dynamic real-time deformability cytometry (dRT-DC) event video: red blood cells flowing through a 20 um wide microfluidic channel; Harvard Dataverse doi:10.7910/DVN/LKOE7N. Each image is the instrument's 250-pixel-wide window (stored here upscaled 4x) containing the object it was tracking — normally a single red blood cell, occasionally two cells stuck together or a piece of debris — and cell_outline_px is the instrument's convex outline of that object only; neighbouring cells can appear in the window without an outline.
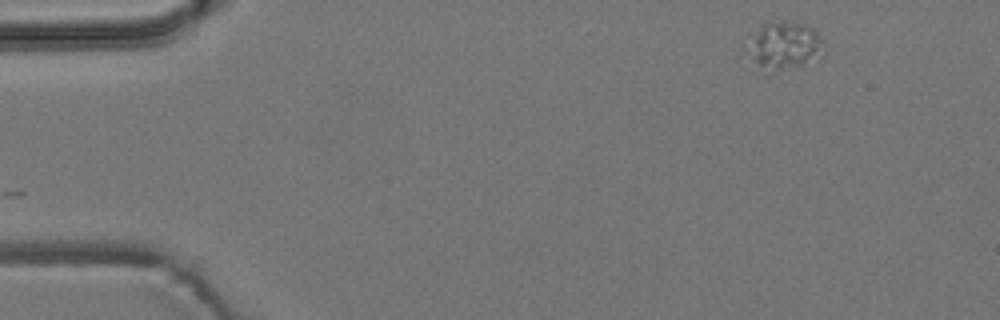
{"species": "common noctule bat (a hibernating species)", "species_latin": "Nyctalus noctula", "temperature_condition": "room temperature", "stored_images_in_passage": 51, "camera_frame_rate_fps": 3000, "um_per_image_px": 0.085, "animal": {"sex": "male", "body_mass_g": 19.2, "forearm_length_mm": 51.8}, "frame": {"image": 1, "passage_image": 1, "time_ms": 0.0, "image_size_px": [1000, 320], "cell_outline_px": [[824, 44], [800, 64], [780, 68], [776, 68], [760, 64], [740, 52], [760, 28], [764, 24], [772, 20], [808, 24], [816, 32]], "centroid_in_image_um": [66.52, 3.75], "position_along_channel_um": 18.5, "area_um2": 19.54}}
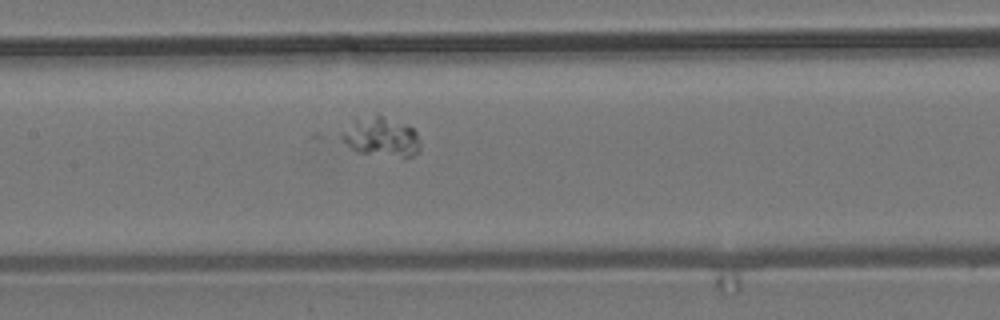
{"frame": {"image": 2, "passage_image": 22, "time_ms": 7.0, "image_size_px": [1000, 320], "cell_outline_px": [[420, 152], [404, 160], [356, 152], [340, 136], [340, 132], [356, 120], [376, 116], [380, 116], [408, 124], [416, 132], [420, 144]], "centroid_in_image_um": [32.48, 11.72], "position_along_channel_um": 174.9, "area_um2": 18.15}}
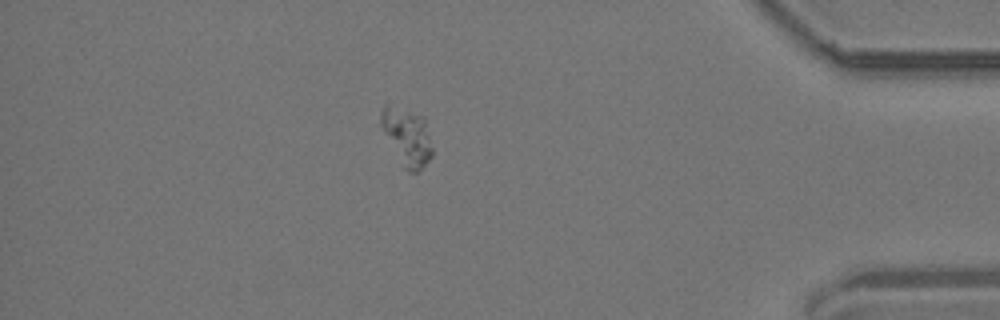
{"frame": {"image": 3, "passage_image": 44, "time_ms": 14.333, "image_size_px": [1000, 320], "cell_outline_px": [[432, 156], [420, 172], [408, 172], [404, 168], [384, 132], [380, 124], [380, 116], [384, 104], [388, 104], [424, 116], [432, 148]], "centroid_in_image_um": [34.61, 11.63], "position_along_channel_um": 400.6, "area_um2": 16.99}}